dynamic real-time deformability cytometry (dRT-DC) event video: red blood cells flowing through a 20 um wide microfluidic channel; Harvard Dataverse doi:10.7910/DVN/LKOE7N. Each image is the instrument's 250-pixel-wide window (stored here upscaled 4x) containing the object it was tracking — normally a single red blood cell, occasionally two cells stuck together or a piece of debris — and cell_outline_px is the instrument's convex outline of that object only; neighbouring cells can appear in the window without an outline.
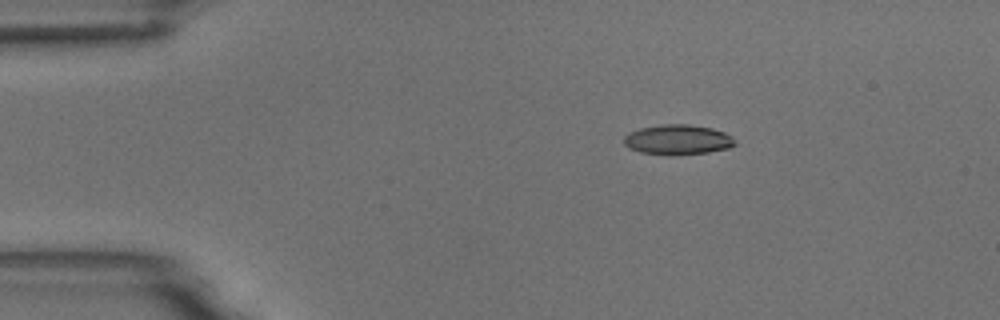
{"species": "common noctule bat (a hibernating species)", "species_latin": "Nyctalus noctula", "temperature_condition": "room temperature", "stored_images_in_passage": 3, "camera_frame_rate_fps": 3000, "um_per_image_px": 0.085, "animal": {"sex": "male", "body_mass_g": 18.8}, "frame": {"image": 1, "passage_image": 3, "time_ms": 2.333, "image_size_px": [1000, 320], "cell_outline_px": [[736, 144], [728, 148], [708, 152], [640, 152], [628, 148], [624, 144], [624, 136], [640, 128], [664, 124], [688, 124], [712, 128], [724, 132], [732, 136]], "centroid_in_image_um": [57.63, 11.82], "position_along_channel_um": 27.4, "area_um2": 18.5}}